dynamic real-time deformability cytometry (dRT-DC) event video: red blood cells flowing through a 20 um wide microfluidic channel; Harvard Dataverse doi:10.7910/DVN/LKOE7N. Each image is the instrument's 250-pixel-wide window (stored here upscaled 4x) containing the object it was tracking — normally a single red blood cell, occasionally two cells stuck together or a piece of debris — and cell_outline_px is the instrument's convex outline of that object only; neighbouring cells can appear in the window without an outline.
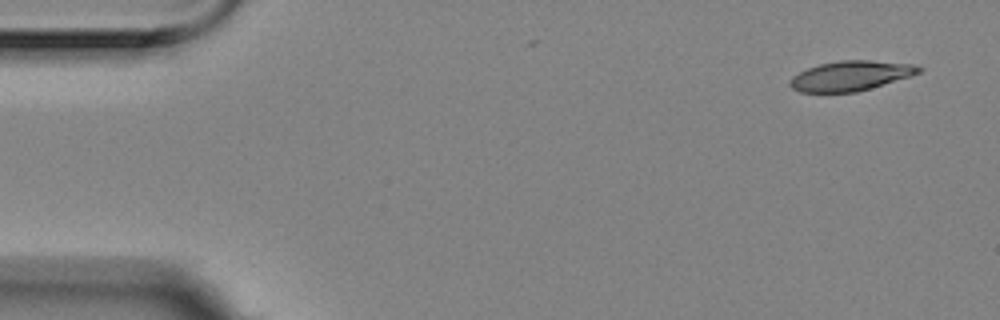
{"species": "Egyptian fruit bat (a non-hibernating species)", "species_latin": "Rousettus aegyptiacus", "temperature_condition": "room temperature", "stored_images_in_passage": 6, "camera_frame_rate_fps": 3000, "um_per_image_px": 0.085, "animal": {"sex": "female"}, "frame": {"image": 1, "passage_image": 1, "time_ms": 0.0, "image_size_px": [1000, 320], "cell_outline_px": [[924, 68], [920, 72], [912, 76], [856, 92], [800, 92], [792, 88], [788, 84], [792, 76], [808, 68], [820, 64], [840, 60], [872, 60], [912, 64]], "centroid_in_image_um": [72.32, 6.44], "position_along_channel_um": 12.7, "area_um2": 22.37}}
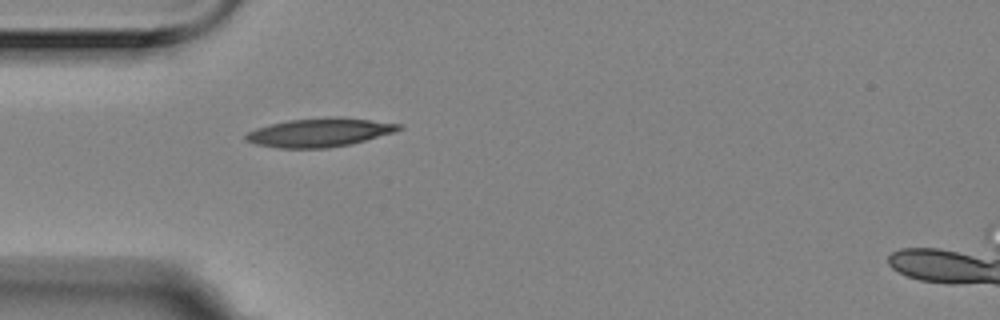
{"frame": {"image": 2, "passage_image": 5, "time_ms": 1.333, "image_size_px": [1000, 320], "cell_outline_px": [[404, 128], [396, 132], [348, 144], [328, 148], [280, 148], [256, 144], [244, 140], [244, 136], [248, 132], [256, 128], [288, 120], [328, 116], [340, 116], [400, 124]], "centroid_in_image_um": [27.16, 11.25], "position_along_channel_um": 57.8, "area_um2": 25.55}}